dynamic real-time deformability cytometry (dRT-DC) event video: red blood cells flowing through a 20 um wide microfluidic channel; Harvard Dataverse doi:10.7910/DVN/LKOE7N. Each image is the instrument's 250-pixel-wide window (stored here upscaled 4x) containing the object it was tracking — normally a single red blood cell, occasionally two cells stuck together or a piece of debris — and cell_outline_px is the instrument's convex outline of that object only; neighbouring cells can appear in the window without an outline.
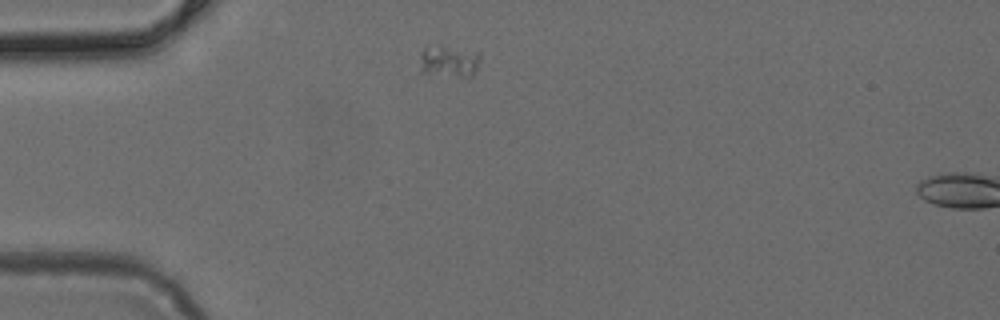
{"species": "common noctule bat (a hibernating species)", "species_latin": "Nyctalus noctula", "temperature_condition": "cold", "stored_images_in_passage": 2, "camera_frame_rate_fps": 3000, "um_per_image_px": 0.085, "animal": {"sex": "female", "body_mass_g": 24.6, "forearm_length_mm": 56.2}, "frame": {"image": 1, "passage_image": 1, "time_ms": 0.0, "image_size_px": [1000, 320], "cell_outline_px": [[480, 60], [472, 76], [460, 76], [420, 72], [420, 56], [424, 48], [440, 44], [480, 52]], "centroid_in_image_um": [38.17, 5.16], "position_along_channel_um": 46.8, "area_um2": 11.21}}